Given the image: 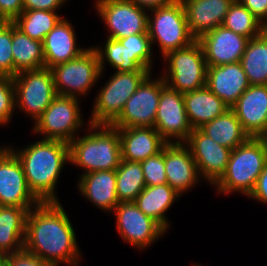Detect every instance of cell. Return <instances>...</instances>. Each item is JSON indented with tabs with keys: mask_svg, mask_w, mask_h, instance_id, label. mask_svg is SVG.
Instances as JSON below:
<instances>
[{
	"mask_svg": "<svg viewBox=\"0 0 267 266\" xmlns=\"http://www.w3.org/2000/svg\"><path fill=\"white\" fill-rule=\"evenodd\" d=\"M67 0H23L24 10H60Z\"/></svg>",
	"mask_w": 267,
	"mask_h": 266,
	"instance_id": "41",
	"label": "cell"
},
{
	"mask_svg": "<svg viewBox=\"0 0 267 266\" xmlns=\"http://www.w3.org/2000/svg\"><path fill=\"white\" fill-rule=\"evenodd\" d=\"M131 1L138 7L150 11L152 9L159 8L161 6L172 4L177 0H131Z\"/></svg>",
	"mask_w": 267,
	"mask_h": 266,
	"instance_id": "44",
	"label": "cell"
},
{
	"mask_svg": "<svg viewBox=\"0 0 267 266\" xmlns=\"http://www.w3.org/2000/svg\"><path fill=\"white\" fill-rule=\"evenodd\" d=\"M19 159L32 193L41 202H59L55 188L69 159V143L40 139L24 148L8 147Z\"/></svg>",
	"mask_w": 267,
	"mask_h": 266,
	"instance_id": "2",
	"label": "cell"
},
{
	"mask_svg": "<svg viewBox=\"0 0 267 266\" xmlns=\"http://www.w3.org/2000/svg\"><path fill=\"white\" fill-rule=\"evenodd\" d=\"M189 30L198 40L204 34L221 26L234 0H181Z\"/></svg>",
	"mask_w": 267,
	"mask_h": 266,
	"instance_id": "21",
	"label": "cell"
},
{
	"mask_svg": "<svg viewBox=\"0 0 267 266\" xmlns=\"http://www.w3.org/2000/svg\"><path fill=\"white\" fill-rule=\"evenodd\" d=\"M250 85L240 62L207 68L206 87L229 107Z\"/></svg>",
	"mask_w": 267,
	"mask_h": 266,
	"instance_id": "20",
	"label": "cell"
},
{
	"mask_svg": "<svg viewBox=\"0 0 267 266\" xmlns=\"http://www.w3.org/2000/svg\"><path fill=\"white\" fill-rule=\"evenodd\" d=\"M154 128L167 143H184L192 132L183 94L168 85L161 90Z\"/></svg>",
	"mask_w": 267,
	"mask_h": 266,
	"instance_id": "15",
	"label": "cell"
},
{
	"mask_svg": "<svg viewBox=\"0 0 267 266\" xmlns=\"http://www.w3.org/2000/svg\"><path fill=\"white\" fill-rule=\"evenodd\" d=\"M260 138L264 141V143H265V145L267 147V130Z\"/></svg>",
	"mask_w": 267,
	"mask_h": 266,
	"instance_id": "46",
	"label": "cell"
},
{
	"mask_svg": "<svg viewBox=\"0 0 267 266\" xmlns=\"http://www.w3.org/2000/svg\"><path fill=\"white\" fill-rule=\"evenodd\" d=\"M127 51L128 71H152V43L148 33L118 39Z\"/></svg>",
	"mask_w": 267,
	"mask_h": 266,
	"instance_id": "34",
	"label": "cell"
},
{
	"mask_svg": "<svg viewBox=\"0 0 267 266\" xmlns=\"http://www.w3.org/2000/svg\"><path fill=\"white\" fill-rule=\"evenodd\" d=\"M103 45L104 48L101 46L93 47L98 55L101 73L103 74L106 68L105 62L109 63L116 71H128L126 46L113 38H107Z\"/></svg>",
	"mask_w": 267,
	"mask_h": 266,
	"instance_id": "35",
	"label": "cell"
},
{
	"mask_svg": "<svg viewBox=\"0 0 267 266\" xmlns=\"http://www.w3.org/2000/svg\"><path fill=\"white\" fill-rule=\"evenodd\" d=\"M23 10V0H0V21L13 22Z\"/></svg>",
	"mask_w": 267,
	"mask_h": 266,
	"instance_id": "40",
	"label": "cell"
},
{
	"mask_svg": "<svg viewBox=\"0 0 267 266\" xmlns=\"http://www.w3.org/2000/svg\"><path fill=\"white\" fill-rule=\"evenodd\" d=\"M230 109L249 137L260 138L267 130V85H250Z\"/></svg>",
	"mask_w": 267,
	"mask_h": 266,
	"instance_id": "18",
	"label": "cell"
},
{
	"mask_svg": "<svg viewBox=\"0 0 267 266\" xmlns=\"http://www.w3.org/2000/svg\"><path fill=\"white\" fill-rule=\"evenodd\" d=\"M248 197L267 204V163L257 178L253 191Z\"/></svg>",
	"mask_w": 267,
	"mask_h": 266,
	"instance_id": "43",
	"label": "cell"
},
{
	"mask_svg": "<svg viewBox=\"0 0 267 266\" xmlns=\"http://www.w3.org/2000/svg\"><path fill=\"white\" fill-rule=\"evenodd\" d=\"M1 147L0 206H17L30 211L41 201L30 190L19 159L8 146Z\"/></svg>",
	"mask_w": 267,
	"mask_h": 266,
	"instance_id": "13",
	"label": "cell"
},
{
	"mask_svg": "<svg viewBox=\"0 0 267 266\" xmlns=\"http://www.w3.org/2000/svg\"><path fill=\"white\" fill-rule=\"evenodd\" d=\"M84 136L69 143L70 164L84 173L115 170L121 161V142L118 129L108 124H89Z\"/></svg>",
	"mask_w": 267,
	"mask_h": 266,
	"instance_id": "3",
	"label": "cell"
},
{
	"mask_svg": "<svg viewBox=\"0 0 267 266\" xmlns=\"http://www.w3.org/2000/svg\"><path fill=\"white\" fill-rule=\"evenodd\" d=\"M147 32L152 44H157L162 57L168 52L185 48L196 39L191 34L181 0L150 10Z\"/></svg>",
	"mask_w": 267,
	"mask_h": 266,
	"instance_id": "5",
	"label": "cell"
},
{
	"mask_svg": "<svg viewBox=\"0 0 267 266\" xmlns=\"http://www.w3.org/2000/svg\"><path fill=\"white\" fill-rule=\"evenodd\" d=\"M164 164L167 184L181 196L201 180L196 162L184 143L164 146Z\"/></svg>",
	"mask_w": 267,
	"mask_h": 266,
	"instance_id": "19",
	"label": "cell"
},
{
	"mask_svg": "<svg viewBox=\"0 0 267 266\" xmlns=\"http://www.w3.org/2000/svg\"><path fill=\"white\" fill-rule=\"evenodd\" d=\"M62 18L57 11L23 10L13 23L17 29L31 39L43 42L46 35Z\"/></svg>",
	"mask_w": 267,
	"mask_h": 266,
	"instance_id": "32",
	"label": "cell"
},
{
	"mask_svg": "<svg viewBox=\"0 0 267 266\" xmlns=\"http://www.w3.org/2000/svg\"><path fill=\"white\" fill-rule=\"evenodd\" d=\"M115 171L119 203L134 202L146 187L141 163L121 159Z\"/></svg>",
	"mask_w": 267,
	"mask_h": 266,
	"instance_id": "31",
	"label": "cell"
},
{
	"mask_svg": "<svg viewBox=\"0 0 267 266\" xmlns=\"http://www.w3.org/2000/svg\"><path fill=\"white\" fill-rule=\"evenodd\" d=\"M7 266H54L42 260L24 247L13 253L5 254Z\"/></svg>",
	"mask_w": 267,
	"mask_h": 266,
	"instance_id": "39",
	"label": "cell"
},
{
	"mask_svg": "<svg viewBox=\"0 0 267 266\" xmlns=\"http://www.w3.org/2000/svg\"><path fill=\"white\" fill-rule=\"evenodd\" d=\"M184 144L196 162L200 178L213 186L226 171L231 149L219 145L200 129H192Z\"/></svg>",
	"mask_w": 267,
	"mask_h": 266,
	"instance_id": "16",
	"label": "cell"
},
{
	"mask_svg": "<svg viewBox=\"0 0 267 266\" xmlns=\"http://www.w3.org/2000/svg\"><path fill=\"white\" fill-rule=\"evenodd\" d=\"M97 14L107 26V38L123 39L138 33H148V12L131 0H96Z\"/></svg>",
	"mask_w": 267,
	"mask_h": 266,
	"instance_id": "12",
	"label": "cell"
},
{
	"mask_svg": "<svg viewBox=\"0 0 267 266\" xmlns=\"http://www.w3.org/2000/svg\"><path fill=\"white\" fill-rule=\"evenodd\" d=\"M121 142V159L142 162L159 153L167 142L154 127L117 128Z\"/></svg>",
	"mask_w": 267,
	"mask_h": 266,
	"instance_id": "22",
	"label": "cell"
},
{
	"mask_svg": "<svg viewBox=\"0 0 267 266\" xmlns=\"http://www.w3.org/2000/svg\"><path fill=\"white\" fill-rule=\"evenodd\" d=\"M151 73L127 100L120 115L110 124L115 128L154 127L162 88V76L152 79Z\"/></svg>",
	"mask_w": 267,
	"mask_h": 266,
	"instance_id": "11",
	"label": "cell"
},
{
	"mask_svg": "<svg viewBox=\"0 0 267 266\" xmlns=\"http://www.w3.org/2000/svg\"><path fill=\"white\" fill-rule=\"evenodd\" d=\"M267 163V147L261 138L250 137L231 150L225 173L213 185L220 194L239 192L248 197Z\"/></svg>",
	"mask_w": 267,
	"mask_h": 266,
	"instance_id": "4",
	"label": "cell"
},
{
	"mask_svg": "<svg viewBox=\"0 0 267 266\" xmlns=\"http://www.w3.org/2000/svg\"><path fill=\"white\" fill-rule=\"evenodd\" d=\"M179 197L181 195L166 183L146 186L134 202L145 215L153 218L167 231L170 224L165 214Z\"/></svg>",
	"mask_w": 267,
	"mask_h": 266,
	"instance_id": "26",
	"label": "cell"
},
{
	"mask_svg": "<svg viewBox=\"0 0 267 266\" xmlns=\"http://www.w3.org/2000/svg\"><path fill=\"white\" fill-rule=\"evenodd\" d=\"M199 129L219 145L231 150L242 145L250 138L231 109Z\"/></svg>",
	"mask_w": 267,
	"mask_h": 266,
	"instance_id": "28",
	"label": "cell"
},
{
	"mask_svg": "<svg viewBox=\"0 0 267 266\" xmlns=\"http://www.w3.org/2000/svg\"><path fill=\"white\" fill-rule=\"evenodd\" d=\"M13 78L15 88V109L25 112L35 121L57 96L54 77L50 68L25 70Z\"/></svg>",
	"mask_w": 267,
	"mask_h": 266,
	"instance_id": "10",
	"label": "cell"
},
{
	"mask_svg": "<svg viewBox=\"0 0 267 266\" xmlns=\"http://www.w3.org/2000/svg\"><path fill=\"white\" fill-rule=\"evenodd\" d=\"M162 58L168 64L161 76L171 89L184 94L206 86L208 65L197 40L185 48L168 52Z\"/></svg>",
	"mask_w": 267,
	"mask_h": 266,
	"instance_id": "6",
	"label": "cell"
},
{
	"mask_svg": "<svg viewBox=\"0 0 267 266\" xmlns=\"http://www.w3.org/2000/svg\"><path fill=\"white\" fill-rule=\"evenodd\" d=\"M0 266H7L5 255L0 253Z\"/></svg>",
	"mask_w": 267,
	"mask_h": 266,
	"instance_id": "45",
	"label": "cell"
},
{
	"mask_svg": "<svg viewBox=\"0 0 267 266\" xmlns=\"http://www.w3.org/2000/svg\"><path fill=\"white\" fill-rule=\"evenodd\" d=\"M24 248L54 266H79L76 233L59 202H41L28 211Z\"/></svg>",
	"mask_w": 267,
	"mask_h": 266,
	"instance_id": "1",
	"label": "cell"
},
{
	"mask_svg": "<svg viewBox=\"0 0 267 266\" xmlns=\"http://www.w3.org/2000/svg\"><path fill=\"white\" fill-rule=\"evenodd\" d=\"M187 119L192 129L224 114L230 107L206 86L183 94Z\"/></svg>",
	"mask_w": 267,
	"mask_h": 266,
	"instance_id": "25",
	"label": "cell"
},
{
	"mask_svg": "<svg viewBox=\"0 0 267 266\" xmlns=\"http://www.w3.org/2000/svg\"><path fill=\"white\" fill-rule=\"evenodd\" d=\"M57 95L81 98L103 77L95 49L86 48L79 56L51 68Z\"/></svg>",
	"mask_w": 267,
	"mask_h": 266,
	"instance_id": "8",
	"label": "cell"
},
{
	"mask_svg": "<svg viewBox=\"0 0 267 266\" xmlns=\"http://www.w3.org/2000/svg\"><path fill=\"white\" fill-rule=\"evenodd\" d=\"M15 110V88L11 76L0 75V126L10 123Z\"/></svg>",
	"mask_w": 267,
	"mask_h": 266,
	"instance_id": "38",
	"label": "cell"
},
{
	"mask_svg": "<svg viewBox=\"0 0 267 266\" xmlns=\"http://www.w3.org/2000/svg\"><path fill=\"white\" fill-rule=\"evenodd\" d=\"M12 22L0 21V75L14 77Z\"/></svg>",
	"mask_w": 267,
	"mask_h": 266,
	"instance_id": "36",
	"label": "cell"
},
{
	"mask_svg": "<svg viewBox=\"0 0 267 266\" xmlns=\"http://www.w3.org/2000/svg\"><path fill=\"white\" fill-rule=\"evenodd\" d=\"M140 163L146 186H157L167 183L164 164V147L159 153Z\"/></svg>",
	"mask_w": 267,
	"mask_h": 266,
	"instance_id": "37",
	"label": "cell"
},
{
	"mask_svg": "<svg viewBox=\"0 0 267 266\" xmlns=\"http://www.w3.org/2000/svg\"><path fill=\"white\" fill-rule=\"evenodd\" d=\"M113 211L121 239L139 250L143 251L167 233L158 222L145 215L135 202L119 203Z\"/></svg>",
	"mask_w": 267,
	"mask_h": 266,
	"instance_id": "14",
	"label": "cell"
},
{
	"mask_svg": "<svg viewBox=\"0 0 267 266\" xmlns=\"http://www.w3.org/2000/svg\"><path fill=\"white\" fill-rule=\"evenodd\" d=\"M197 41L201 44L207 65L220 66L240 62L249 39L221 25Z\"/></svg>",
	"mask_w": 267,
	"mask_h": 266,
	"instance_id": "17",
	"label": "cell"
},
{
	"mask_svg": "<svg viewBox=\"0 0 267 266\" xmlns=\"http://www.w3.org/2000/svg\"><path fill=\"white\" fill-rule=\"evenodd\" d=\"M267 28V0H238Z\"/></svg>",
	"mask_w": 267,
	"mask_h": 266,
	"instance_id": "42",
	"label": "cell"
},
{
	"mask_svg": "<svg viewBox=\"0 0 267 266\" xmlns=\"http://www.w3.org/2000/svg\"><path fill=\"white\" fill-rule=\"evenodd\" d=\"M151 71H115L95 97L89 124L110 125Z\"/></svg>",
	"mask_w": 267,
	"mask_h": 266,
	"instance_id": "7",
	"label": "cell"
},
{
	"mask_svg": "<svg viewBox=\"0 0 267 266\" xmlns=\"http://www.w3.org/2000/svg\"><path fill=\"white\" fill-rule=\"evenodd\" d=\"M76 41V33L72 23L66 18H62L42 42L45 67L51 69L84 52L86 49L78 47Z\"/></svg>",
	"mask_w": 267,
	"mask_h": 266,
	"instance_id": "23",
	"label": "cell"
},
{
	"mask_svg": "<svg viewBox=\"0 0 267 266\" xmlns=\"http://www.w3.org/2000/svg\"><path fill=\"white\" fill-rule=\"evenodd\" d=\"M240 63L251 85H267V29L249 39Z\"/></svg>",
	"mask_w": 267,
	"mask_h": 266,
	"instance_id": "30",
	"label": "cell"
},
{
	"mask_svg": "<svg viewBox=\"0 0 267 266\" xmlns=\"http://www.w3.org/2000/svg\"><path fill=\"white\" fill-rule=\"evenodd\" d=\"M28 211L17 206H0V253L8 254L24 247Z\"/></svg>",
	"mask_w": 267,
	"mask_h": 266,
	"instance_id": "27",
	"label": "cell"
},
{
	"mask_svg": "<svg viewBox=\"0 0 267 266\" xmlns=\"http://www.w3.org/2000/svg\"><path fill=\"white\" fill-rule=\"evenodd\" d=\"M222 26L248 39L262 34L267 28L238 0L230 5Z\"/></svg>",
	"mask_w": 267,
	"mask_h": 266,
	"instance_id": "33",
	"label": "cell"
},
{
	"mask_svg": "<svg viewBox=\"0 0 267 266\" xmlns=\"http://www.w3.org/2000/svg\"><path fill=\"white\" fill-rule=\"evenodd\" d=\"M12 54L14 59V76L25 70L45 67L42 42L31 39L17 29L12 22Z\"/></svg>",
	"mask_w": 267,
	"mask_h": 266,
	"instance_id": "29",
	"label": "cell"
},
{
	"mask_svg": "<svg viewBox=\"0 0 267 266\" xmlns=\"http://www.w3.org/2000/svg\"><path fill=\"white\" fill-rule=\"evenodd\" d=\"M79 103L78 98L57 95L35 121L32 131L43 139L70 143L85 125Z\"/></svg>",
	"mask_w": 267,
	"mask_h": 266,
	"instance_id": "9",
	"label": "cell"
},
{
	"mask_svg": "<svg viewBox=\"0 0 267 266\" xmlns=\"http://www.w3.org/2000/svg\"><path fill=\"white\" fill-rule=\"evenodd\" d=\"M78 189L85 199L100 210L113 212L119 204L116 191V171L100 170L81 174Z\"/></svg>",
	"mask_w": 267,
	"mask_h": 266,
	"instance_id": "24",
	"label": "cell"
}]
</instances>
